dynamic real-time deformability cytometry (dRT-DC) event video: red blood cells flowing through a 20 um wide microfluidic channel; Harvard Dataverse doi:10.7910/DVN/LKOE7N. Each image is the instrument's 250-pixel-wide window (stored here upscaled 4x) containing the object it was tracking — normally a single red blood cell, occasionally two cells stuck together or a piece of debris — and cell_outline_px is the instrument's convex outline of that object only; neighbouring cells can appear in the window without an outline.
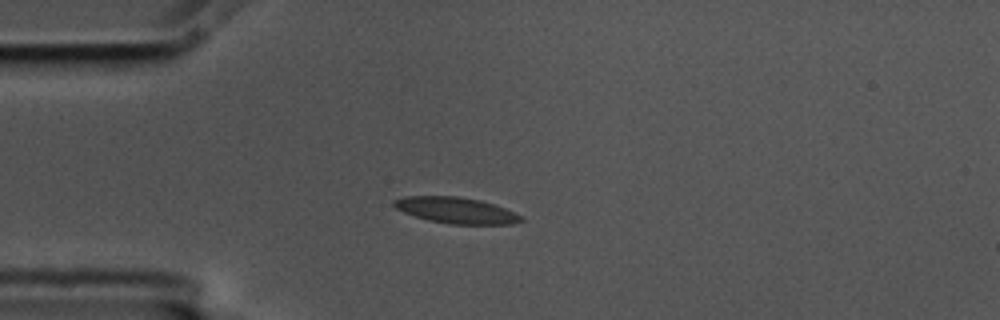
{"species": "common noctule bat (a hibernating species)", "species_latin": "Nyctalus noctula", "temperature_condition": "cold", "stored_images_in_passage": 43, "camera_frame_rate_fps": 3000, "um_per_image_px": 0.085, "animal": {"sex": "male", "body_mass_g": 17.5, "forearm_length_mm": 52.3}, "frame": {"image": 1, "passage_image": 1, "time_ms": 0.0, "image_size_px": [1000, 320], "cell_outline_px": [[524, 220], [512, 224], [448, 224], [428, 220], [404, 212], [396, 208], [392, 204], [392, 200], [404, 196], [456, 196], [480, 200], [504, 208], [520, 216]], "centroid_in_image_um": [38.71, 17.87], "position_along_channel_um": 46.3, "area_um2": 19.13}}
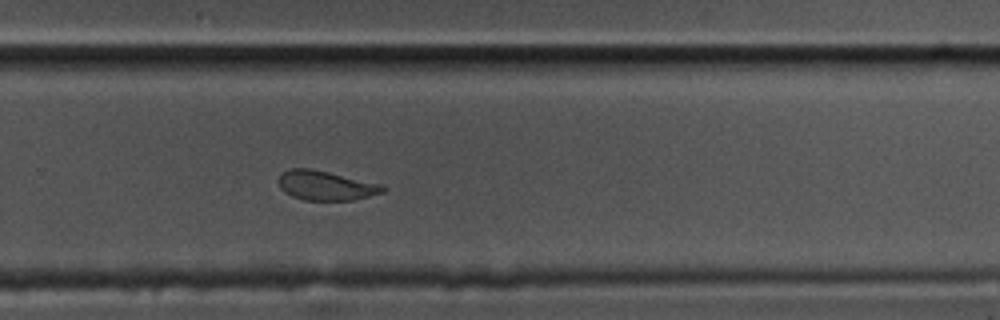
{"frame": {"image": 2, "passage_image": 24, "time_ms": 7.667, "image_size_px": [1000, 320], "cell_outline_px": [[388, 188], [384, 192], [352, 200], [304, 200], [292, 196], [284, 192], [280, 188], [280, 176], [288, 168], [312, 168], [384, 184]], "centroid_in_image_um": [27.74, 15.76], "position_along_channel_um": 302.1, "area_um2": 18.03}}
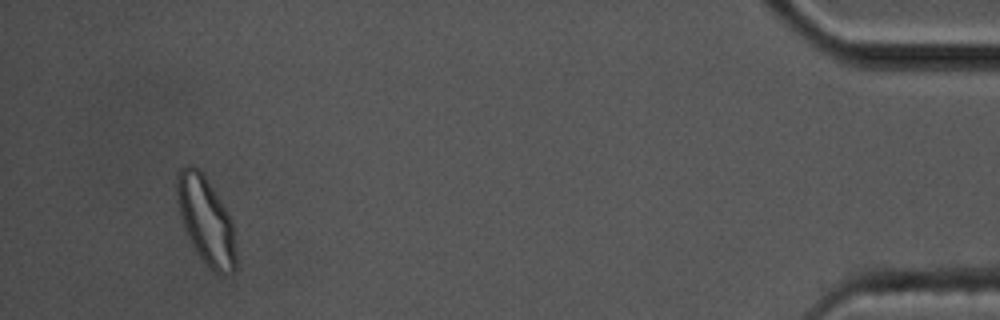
{"frame": {"image": 3, "passage_image": 40, "time_ms": 13.0, "image_size_px": [1000, 320], "cell_outline_px": [[236, 268], [232, 272], [224, 276], [216, 272], [196, 252], [184, 228], [180, 212], [176, 192], [176, 176], [180, 168], [188, 164], [192, 164], [204, 176], [232, 220], [236, 256]], "centroid_in_image_um": [17.5, 18.75], "position_along_channel_um": 417.7, "area_um2": 29.36}, "authors_computed_cell_mechanics": {"area_um2": 19.074, "velocity_mm_per_s": 3.5393, "shape_relaxation_time_tau1_ms": 8.1711, "shape_relaxation_time_tau2_ms": 1.8569, "deformation_change_tau1": 0.1907, "deformation_change_tau2": 0.0585}}